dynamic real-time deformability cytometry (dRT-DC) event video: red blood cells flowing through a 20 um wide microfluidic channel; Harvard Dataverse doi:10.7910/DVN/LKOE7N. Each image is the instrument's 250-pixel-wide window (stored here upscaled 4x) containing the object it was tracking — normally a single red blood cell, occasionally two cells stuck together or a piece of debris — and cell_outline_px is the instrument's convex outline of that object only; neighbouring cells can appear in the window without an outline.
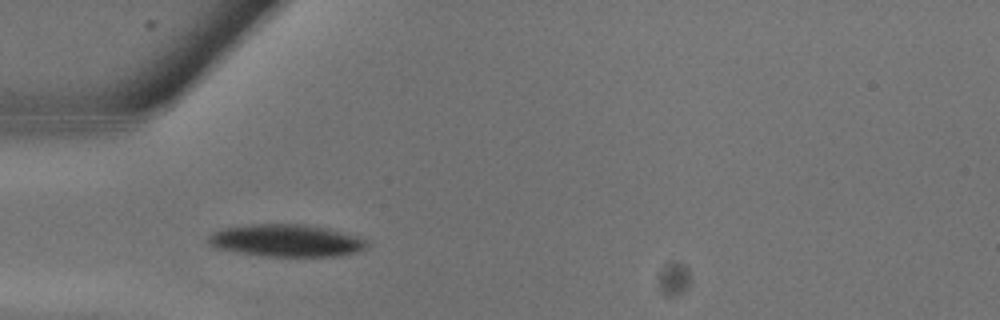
{"species": "common noctule bat (a hibernating species)", "species_latin": "Nyctalus noctula", "temperature_condition": "warm", "stored_images_in_passage": 11, "camera_frame_rate_fps": 3000, "um_per_image_px": 0.085, "animal": {"sex": "male", "body_mass_g": 13.3}, "frame": {"image": 1, "passage_image": 8, "time_ms": 2.333, "image_size_px": [1000, 320], "cell_outline_px": [[368, 244], [360, 252], [332, 256], [260, 256], [236, 252], [216, 248], [208, 244], [208, 236], [212, 232], [220, 228], [248, 224], [304, 224], [328, 228], [364, 236]], "centroid_in_image_um": [24.34, 20.44], "position_along_channel_um": 60.7, "area_um2": 30.4}}
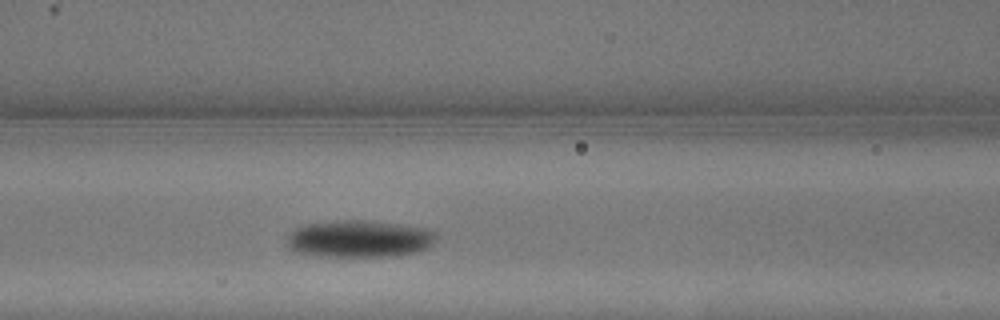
{"frame": {"image": 2, "passage_image": 11, "time_ms": 3.333, "image_size_px": [1000, 320], "cell_outline_px": [[436, 240], [428, 248], [416, 252], [392, 256], [320, 256], [292, 252], [288, 248], [288, 236], [296, 228], [308, 224], [336, 220], [364, 220], [400, 224], [424, 228], [436, 232]], "centroid_in_image_um": [30.54, 20.3], "position_along_channel_um": 136.1, "area_um2": 32.31}}